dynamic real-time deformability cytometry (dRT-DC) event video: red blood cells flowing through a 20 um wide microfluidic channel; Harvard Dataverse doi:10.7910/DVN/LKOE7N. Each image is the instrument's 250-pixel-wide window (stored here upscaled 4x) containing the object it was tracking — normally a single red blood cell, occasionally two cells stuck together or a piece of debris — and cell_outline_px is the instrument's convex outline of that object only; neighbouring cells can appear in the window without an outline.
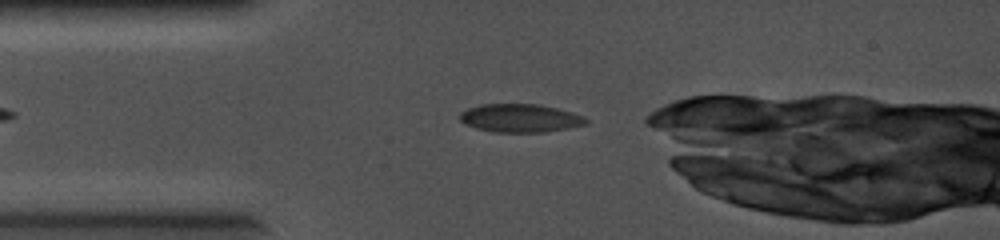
{"species": "common noctule bat (a hibernating species)", "species_latin": "Nyctalus noctula", "temperature_condition": "cold", "stored_images_in_passage": 27, "camera_frame_rate_fps": 5000, "um_per_image_px": 0.085, "animal": {"sex": "female", "body_mass_g": 19.0, "forearm_length_mm": 56.7}, "frame": {"image": 1, "passage_image": 1, "time_ms": 0.0, "image_size_px": [1000, 240], "cell_outline_px": [[588, 124], [568, 128], [544, 132], [496, 132], [476, 128], [464, 124], [460, 120], [460, 112], [468, 108], [480, 104], [540, 104], [572, 112], [584, 116], [588, 120]], "centroid_in_image_um": [44.22, 10.04], "position_along_channel_um": 40.8, "area_um2": 20.87}}
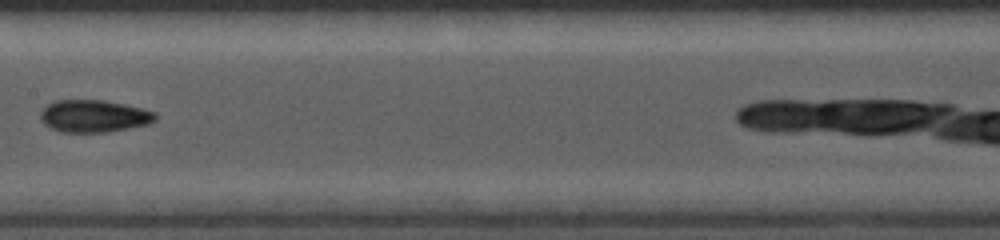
{"frame": {"image": 2, "passage_image": 8, "time_ms": 1.4, "image_size_px": [1000, 240], "cell_outline_px": [[156, 120], [148, 124], [128, 128], [104, 132], [60, 132], [44, 124], [40, 120], [40, 112], [48, 104], [56, 100], [104, 100], [124, 104], [156, 112]], "centroid_in_image_um": [7.96, 9.86], "position_along_channel_um": 199.4, "area_um2": 21.56}}
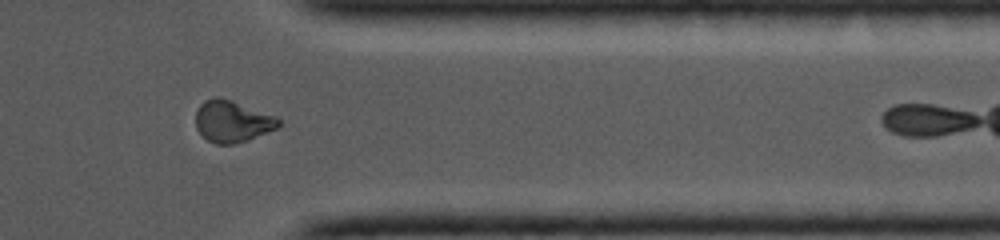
{"frame": {"image": 3, "passage_image": 22, "time_ms": 4.2, "image_size_px": [1000, 240], "cell_outline_px": [[280, 128], [248, 140], [236, 144], [216, 144], [208, 140], [196, 128], [196, 112], [200, 104], [204, 100], [212, 96], [220, 96], [232, 100], [276, 116], [280, 120]], "centroid_in_image_um": [19.76, 10.3], "position_along_channel_um": 391.6, "area_um2": 20.4}}